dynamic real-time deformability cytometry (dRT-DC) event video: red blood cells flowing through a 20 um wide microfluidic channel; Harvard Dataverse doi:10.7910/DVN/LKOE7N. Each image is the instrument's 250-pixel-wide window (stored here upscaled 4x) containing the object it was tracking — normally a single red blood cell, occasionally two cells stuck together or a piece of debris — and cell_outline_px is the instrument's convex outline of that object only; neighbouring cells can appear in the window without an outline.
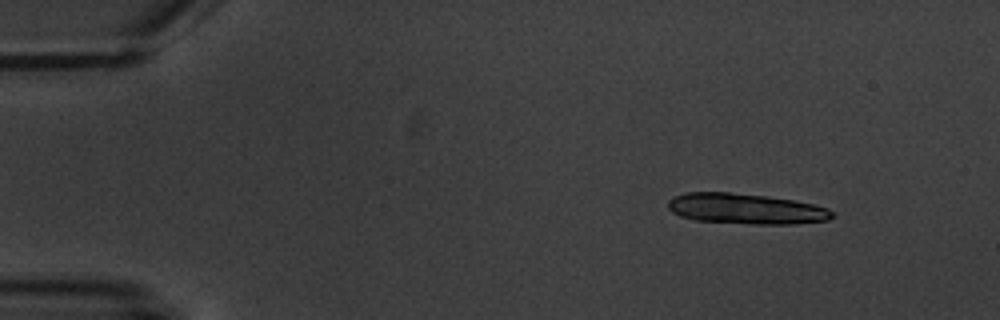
{"species": "common noctule bat (a hibernating species)", "species_latin": "Nyctalus noctula", "temperature_condition": "warm", "stored_images_in_passage": 4, "camera_frame_rate_fps": 3000, "um_per_image_px": 0.085, "animal": {"sex": "male", "body_mass_g": 20.1, "forearm_length_mm": 53.5}, "frame": {"image": 1, "passage_image": 1, "time_ms": 0.0, "image_size_px": [1000, 320], "cell_outline_px": [[836, 216], [828, 220], [796, 224], [752, 224], [696, 220], [680, 216], [672, 212], [668, 208], [668, 200], [672, 196], [688, 192], [728, 192], [764, 196], [796, 200], [828, 208]], "centroid_in_image_um": [63.4, 17.75], "position_along_channel_um": 21.6, "area_um2": 29.3}}